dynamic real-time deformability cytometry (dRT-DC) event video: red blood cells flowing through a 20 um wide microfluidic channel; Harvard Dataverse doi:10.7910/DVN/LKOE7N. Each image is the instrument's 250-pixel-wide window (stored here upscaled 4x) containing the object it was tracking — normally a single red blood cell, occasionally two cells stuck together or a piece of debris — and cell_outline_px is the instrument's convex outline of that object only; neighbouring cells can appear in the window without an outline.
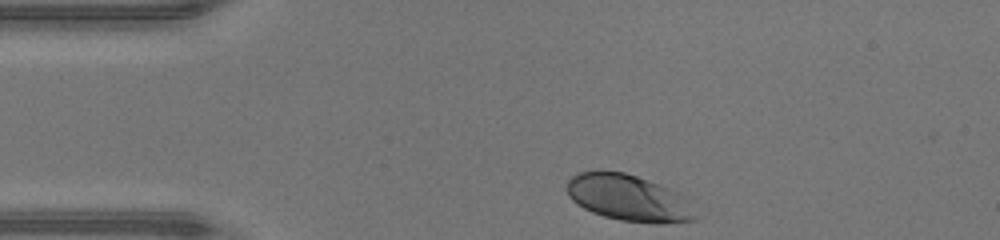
{"species": "human", "species_latin": "Homo sapiens", "temperature_condition": "warm", "stored_images_in_passage": 30, "camera_frame_rate_fps": 3000, "um_per_image_px": 0.085, "donor": {"sex": "male"}, "frame": {"image": 1, "passage_image": 1, "time_ms": 0.0, "image_size_px": [1000, 240], "cell_outline_px": [[696, 220], [660, 224], [656, 224], [620, 220], [604, 216], [592, 212], [576, 204], [568, 196], [568, 180], [572, 176], [580, 172], [624, 172], [660, 184], [684, 196], [688, 200], [696, 216]], "centroid_in_image_um": [53.44, 16.85], "position_along_channel_um": 31.6, "area_um2": 34.45}}
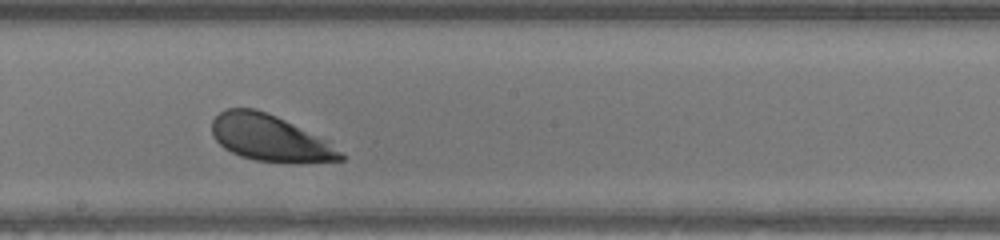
{"frame": {"image": 2, "passage_image": 18, "time_ms": 5.667, "image_size_px": [1000, 240], "cell_outline_px": [[344, 160], [288, 164], [256, 160], [240, 156], [224, 148], [212, 136], [212, 120], [224, 108], [256, 108], [276, 116], [324, 140], [340, 152], [344, 156]], "centroid_in_image_um": [22.88, 11.75], "position_along_channel_um": 225.3, "area_um2": 34.39}}
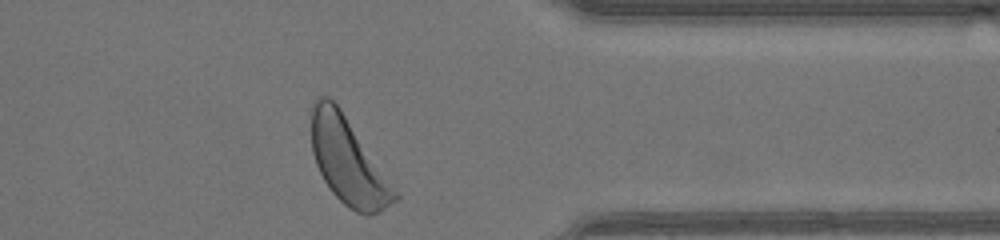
{"frame": {"image": 3, "passage_image": 30, "time_ms": 9.667, "image_size_px": [1000, 240], "cell_outline_px": [[400, 196], [396, 200], [380, 212], [368, 216], [356, 212], [348, 208], [332, 192], [324, 180], [316, 164], [312, 152], [312, 108], [316, 100], [320, 96], [328, 96], [340, 108], [400, 192]], "centroid_in_image_um": [29.64, 13.75], "position_along_channel_um": 381.8, "area_um2": 41.91}, "authors_computed_cell_mechanics": {"area_um2": 35.9227, "velocity_mm_per_s": 4.2728, "shape_relaxation_time_tau1_ms": 1.2175, "shape_relaxation_time_tau2_ms": null, "deformation_change_tau1": 0.1134, "deformation_change_tau2": null}}